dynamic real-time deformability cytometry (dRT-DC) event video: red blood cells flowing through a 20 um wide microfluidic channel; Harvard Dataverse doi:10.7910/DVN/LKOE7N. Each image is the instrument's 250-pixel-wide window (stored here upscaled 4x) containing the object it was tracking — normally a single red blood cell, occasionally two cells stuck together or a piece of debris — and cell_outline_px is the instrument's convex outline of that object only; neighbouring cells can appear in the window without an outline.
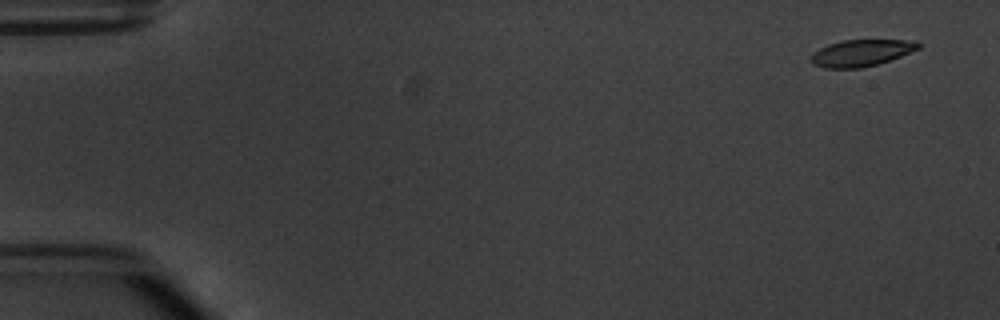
{"species": "common noctule bat (a hibernating species)", "species_latin": "Nyctalus noctula", "temperature_condition": "warm", "stored_images_in_passage": 5, "camera_frame_rate_fps": 3000, "um_per_image_px": 0.085, "animal": {"sex": "male", "body_mass_g": 20.1, "forearm_length_mm": 53.5}, "frame": {"image": 1, "passage_image": 1, "time_ms": 0.0, "image_size_px": [1000, 320], "cell_outline_px": [[920, 48], [900, 56], [876, 64], [860, 68], [824, 68], [812, 64], [812, 52], [828, 44], [844, 40], [916, 40], [920, 44]], "centroid_in_image_um": [73.19, 4.49], "position_along_channel_um": 11.8, "area_um2": 16.53}}